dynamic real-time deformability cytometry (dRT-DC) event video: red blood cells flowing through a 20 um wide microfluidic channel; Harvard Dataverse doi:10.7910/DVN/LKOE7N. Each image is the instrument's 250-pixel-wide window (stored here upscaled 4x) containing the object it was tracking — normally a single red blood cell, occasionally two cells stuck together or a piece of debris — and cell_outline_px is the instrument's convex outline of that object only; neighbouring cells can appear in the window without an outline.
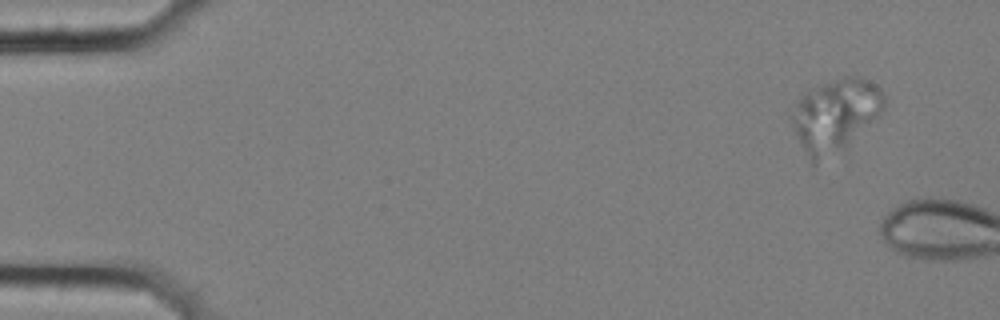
{"species": "common noctule bat (a hibernating species)", "species_latin": "Nyctalus noctula", "temperature_condition": "cold", "stored_images_in_passage": 2, "camera_frame_rate_fps": 3000, "um_per_image_px": 0.085, "animal": {"sex": "female", "body_mass_g": 25.1}, "frame": {"image": 1, "passage_image": 1, "time_ms": 0.0, "image_size_px": [1000, 320], "cell_outline_px": [[884, 108], [876, 116], [844, 144], [816, 164], [812, 164], [796, 136], [788, 116], [800, 100], [808, 92], [816, 88], [844, 76], [856, 76], [868, 80], [876, 84], [880, 88], [884, 96]], "centroid_in_image_um": [70.96, 9.74], "position_along_channel_um": 14.0, "area_um2": 37.11}}